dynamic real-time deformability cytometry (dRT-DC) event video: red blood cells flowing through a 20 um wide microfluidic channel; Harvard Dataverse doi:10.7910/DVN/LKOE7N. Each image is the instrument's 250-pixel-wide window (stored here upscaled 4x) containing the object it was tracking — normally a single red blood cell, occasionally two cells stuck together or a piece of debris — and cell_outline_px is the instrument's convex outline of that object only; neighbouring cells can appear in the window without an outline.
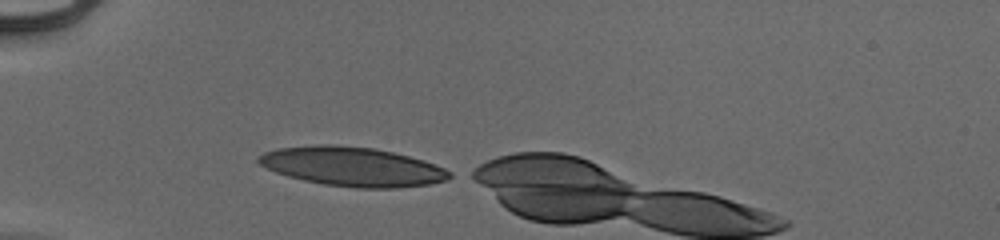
{"species": "human", "species_latin": "Homo sapiens", "temperature_condition": "cold", "stored_images_in_passage": 31, "camera_frame_rate_fps": 3000, "um_per_image_px": 0.085, "donor": {"sex": "male"}, "frame": {"image": 1, "passage_image": 1, "time_ms": 0.0, "image_size_px": [1000, 240], "cell_outline_px": [[456, 176], [448, 180], [428, 184], [396, 188], [356, 188], [324, 184], [304, 180], [288, 176], [276, 172], [260, 164], [256, 160], [256, 156], [264, 152], [276, 148], [320, 144], [332, 144], [372, 148], [392, 152], [424, 160], [444, 168], [452, 172]], "centroid_in_image_um": [29.96, 14.16], "position_along_channel_um": 55.0, "area_um2": 43.7}}
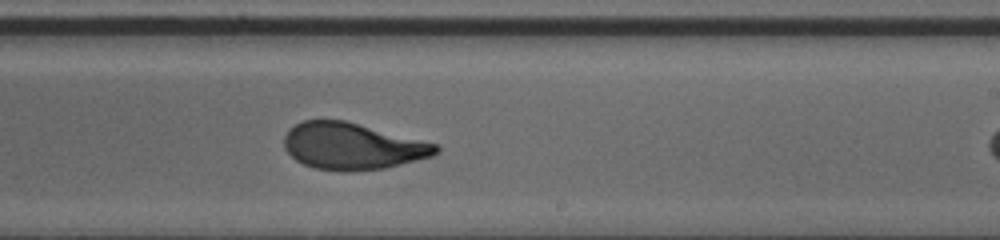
{"frame": {"image": 2, "passage_image": 18, "time_ms": 5.667, "image_size_px": [1000, 240], "cell_outline_px": [[440, 152], [432, 156], [384, 168], [352, 172], [348, 172], [316, 168], [304, 164], [296, 160], [284, 148], [284, 136], [288, 128], [304, 120], [344, 120], [436, 144], [440, 148]], "centroid_in_image_um": [29.92, 12.43], "position_along_channel_um": 259.1, "area_um2": 40.98}}
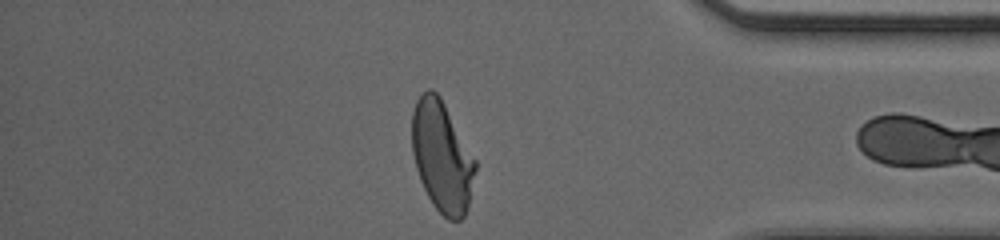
{"frame": {"image": 3, "passage_image": 30, "time_ms": 9.667, "image_size_px": [1000, 240], "cell_outline_px": [[476, 168], [468, 208], [464, 216], [460, 220], [448, 220], [432, 204], [420, 180], [416, 168], [412, 152], [412, 112], [416, 100], [428, 88], [432, 88], [440, 96], [476, 160]], "centroid_in_image_um": [37.56, 13.31], "position_along_channel_um": 397.6, "area_um2": 40.81}}